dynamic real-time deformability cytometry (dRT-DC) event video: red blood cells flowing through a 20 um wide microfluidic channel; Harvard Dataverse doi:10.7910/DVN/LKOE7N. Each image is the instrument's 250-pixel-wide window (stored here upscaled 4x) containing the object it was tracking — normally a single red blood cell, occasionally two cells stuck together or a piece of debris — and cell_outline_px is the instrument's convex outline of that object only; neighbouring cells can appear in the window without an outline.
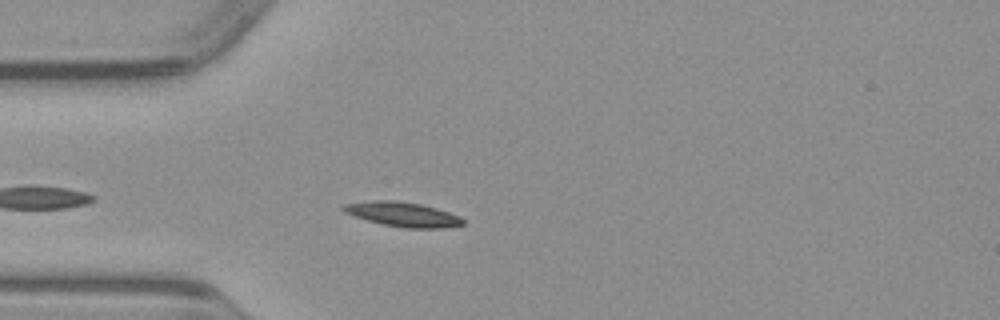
{"species": "common noctule bat (a hibernating species)", "species_latin": "Nyctalus noctula", "temperature_condition": "warm", "stored_images_in_passage": 28, "camera_frame_rate_fps": 3000, "um_per_image_px": 0.085, "animal": {"sex": "male", "body_mass_g": 23.1, "forearm_length_mm": 52.7}, "frame": {"image": 1, "passage_image": 5, "time_ms": 1.333, "image_size_px": [1000, 320], "cell_outline_px": [[464, 224], [444, 228], [404, 228], [384, 224], [368, 220], [344, 212], [340, 208], [344, 204], [372, 200], [396, 200], [420, 204], [436, 208], [460, 216], [464, 220]], "centroid_in_image_um": [34.24, 18.21], "position_along_channel_um": 50.8, "area_um2": 16.99}}
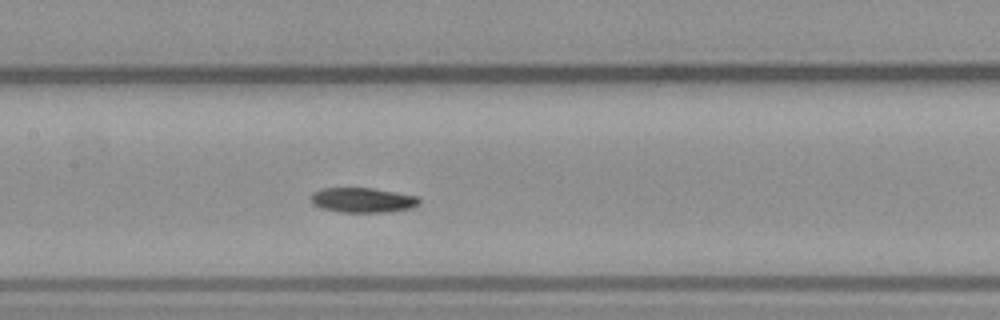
{"frame": {"image": 2, "passage_image": 15, "time_ms": 4.667, "image_size_px": [1000, 320], "cell_outline_px": [[420, 204], [412, 208], [388, 212], [340, 212], [320, 208], [312, 204], [312, 192], [320, 188], [372, 188], [420, 196]], "centroid_in_image_um": [30.85, 17.01], "position_along_channel_um": 176.5, "area_um2": 15.9}}
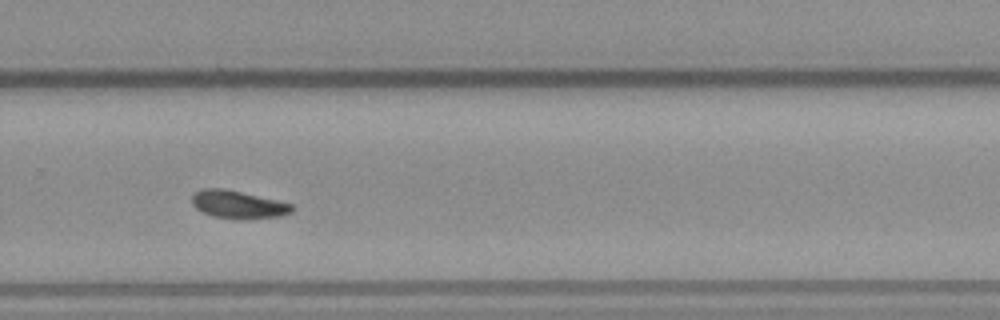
{"frame": {"image": 3, "passage_image": 25, "time_ms": 8.0, "image_size_px": [1000, 320], "cell_outline_px": [[292, 212], [280, 216], [212, 216], [196, 208], [192, 204], [192, 196], [196, 192], [204, 188], [224, 188], [276, 200], [292, 204]], "centroid_in_image_um": [20.19, 17.32], "position_along_channel_um": 309.6, "area_um2": 15.14}}